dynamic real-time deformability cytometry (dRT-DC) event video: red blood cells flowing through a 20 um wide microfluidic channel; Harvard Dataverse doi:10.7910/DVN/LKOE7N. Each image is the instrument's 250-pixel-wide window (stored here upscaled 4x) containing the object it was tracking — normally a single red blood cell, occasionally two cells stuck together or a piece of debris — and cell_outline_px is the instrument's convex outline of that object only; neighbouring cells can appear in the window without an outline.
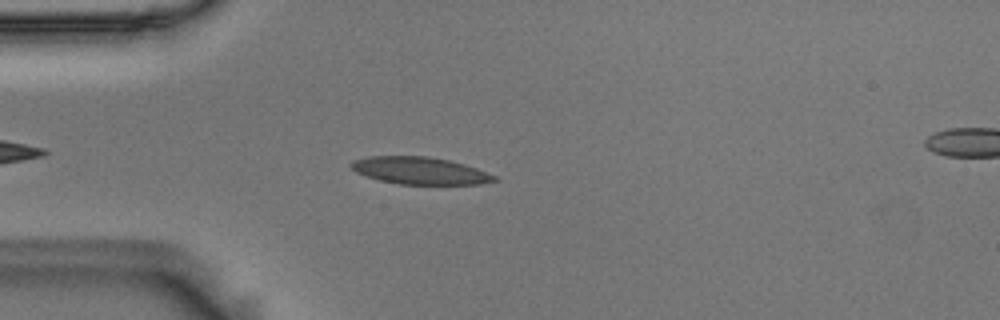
{"species": "Egyptian fruit bat (a non-hibernating species)", "species_latin": "Rousettus aegyptiacus", "temperature_condition": "room temperature", "stored_images_in_passage": 45, "camera_frame_rate_fps": 3000, "um_per_image_px": 0.085, "animal": {"sex": "male"}, "frame": {"image": 1, "passage_image": 5, "time_ms": 1.333, "image_size_px": [1000, 320], "cell_outline_px": [[500, 180], [480, 184], [400, 184], [380, 180], [356, 172], [348, 164], [352, 160], [368, 156], [428, 156], [448, 160], [464, 164], [476, 168], [496, 176]], "centroid_in_image_um": [35.69, 14.5], "position_along_channel_um": 49.3, "area_um2": 22.66}}
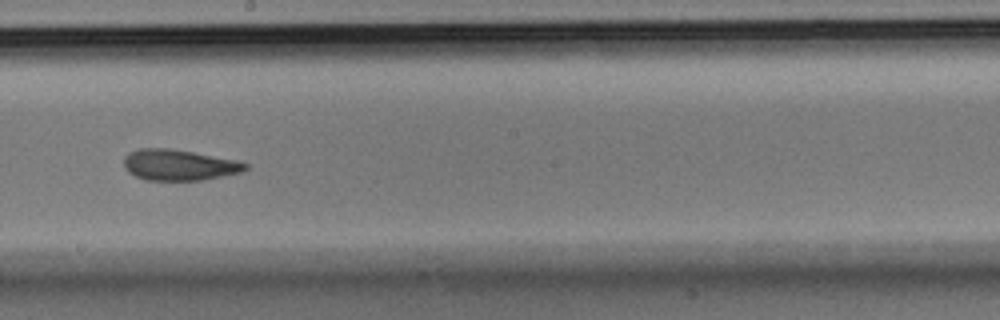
{"frame": {"image": 2, "passage_image": 21, "time_ms": 6.667, "image_size_px": [1000, 320], "cell_outline_px": [[248, 168], [240, 172], [204, 180], [144, 180], [128, 172], [124, 168], [124, 156], [128, 152], [140, 148], [172, 148], [236, 160], [248, 164]], "centroid_in_image_um": [15.18, 14.02], "position_along_channel_um": 233.0, "area_um2": 21.96}}
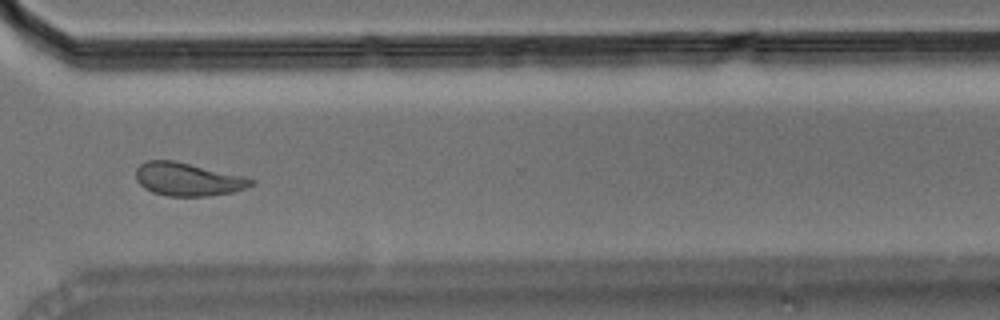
{"frame": {"image": 3, "passage_image": 31, "time_ms": 10.0, "image_size_px": [1000, 320], "cell_outline_px": [[256, 184], [232, 192], [208, 196], [168, 196], [152, 192], [144, 188], [136, 180], [136, 168], [140, 164], [148, 160], [172, 160], [244, 176], [256, 180]], "centroid_in_image_um": [15.96, 15.24], "position_along_channel_um": 354.6, "area_um2": 22.2}, "authors_computed_cell_mechanics": {"area_um2": 22.7732, "velocity_mm_per_s": 3.6583, "shape_relaxation_time_tau1_ms": 7.933, "shape_relaxation_time_tau2_ms": 2.3637, "deformation_change_tau1": 0.173, "deformation_change_tau2": 0.0874}}